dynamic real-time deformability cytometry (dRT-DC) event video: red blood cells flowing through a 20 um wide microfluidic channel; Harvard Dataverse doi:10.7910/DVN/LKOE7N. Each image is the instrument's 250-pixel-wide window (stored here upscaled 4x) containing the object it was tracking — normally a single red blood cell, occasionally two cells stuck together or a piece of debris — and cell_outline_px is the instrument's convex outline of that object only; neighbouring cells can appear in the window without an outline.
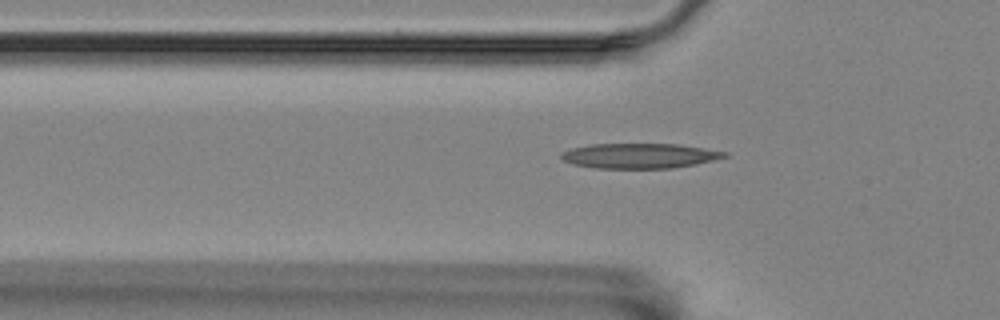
{"species": "Egyptian fruit bat (a non-hibernating species)", "species_latin": "Rousettus aegyptiacus", "temperature_condition": "room temperature", "stored_images_in_passage": 39, "camera_frame_rate_fps": 3000, "um_per_image_px": 0.085, "animal": {"sex": "female"}, "frame": {"image": 1, "passage_image": 7, "time_ms": 2.0, "image_size_px": [1000, 320], "cell_outline_px": [[728, 156], [696, 164], [672, 168], [596, 168], [572, 164], [564, 160], [560, 156], [560, 152], [572, 148], [588, 144], [680, 144], [728, 152]], "centroid_in_image_um": [54.34, 13.24], "position_along_channel_um": 71.5, "area_um2": 23.81}}
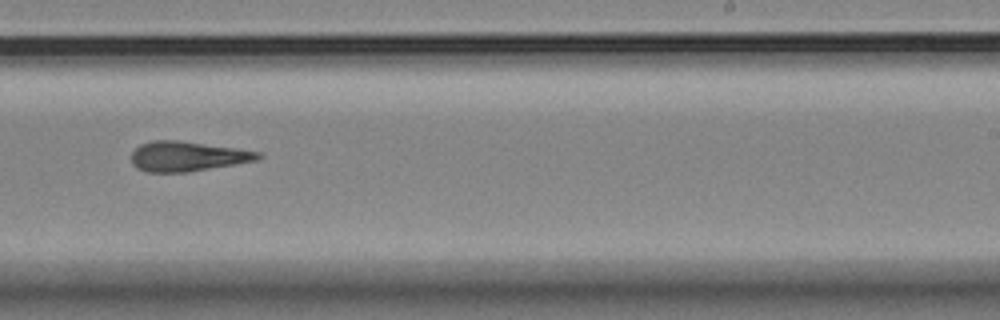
{"frame": {"image": 2, "passage_image": 24, "time_ms": 7.667, "image_size_px": [1000, 320], "cell_outline_px": [[264, 156], [256, 160], [188, 172], [148, 172], [136, 168], [132, 164], [132, 152], [140, 144], [152, 140], [180, 140], [236, 148], [260, 152]], "centroid_in_image_um": [15.9, 13.28], "position_along_channel_um": 273.1, "area_um2": 22.02}}
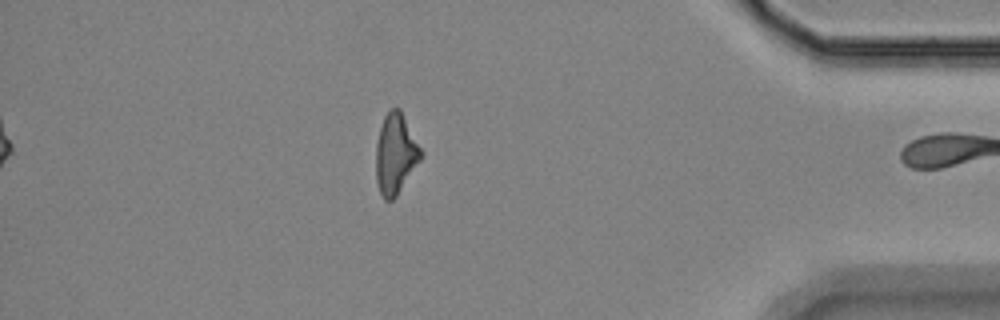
{"frame": {"image": 3, "passage_image": 38, "time_ms": 12.333, "image_size_px": [1000, 320], "cell_outline_px": [[424, 152], [420, 160], [396, 196], [392, 200], [384, 200], [380, 192], [376, 180], [376, 144], [380, 128], [384, 116], [392, 108], [400, 108]], "centroid_in_image_um": [33.63, 13.06], "position_along_channel_um": 401.6, "area_um2": 20.98}, "authors_computed_cell_mechanics": {"area_um2": 22.3108, "velocity_mm_per_s": 3.5411, "shape_relaxation_time_tau1_ms": 9.7566, "shape_relaxation_time_tau2_ms": 4.7386, "deformation_change_tau1": 0.2407, "deformation_change_tau2": 0.1758}}